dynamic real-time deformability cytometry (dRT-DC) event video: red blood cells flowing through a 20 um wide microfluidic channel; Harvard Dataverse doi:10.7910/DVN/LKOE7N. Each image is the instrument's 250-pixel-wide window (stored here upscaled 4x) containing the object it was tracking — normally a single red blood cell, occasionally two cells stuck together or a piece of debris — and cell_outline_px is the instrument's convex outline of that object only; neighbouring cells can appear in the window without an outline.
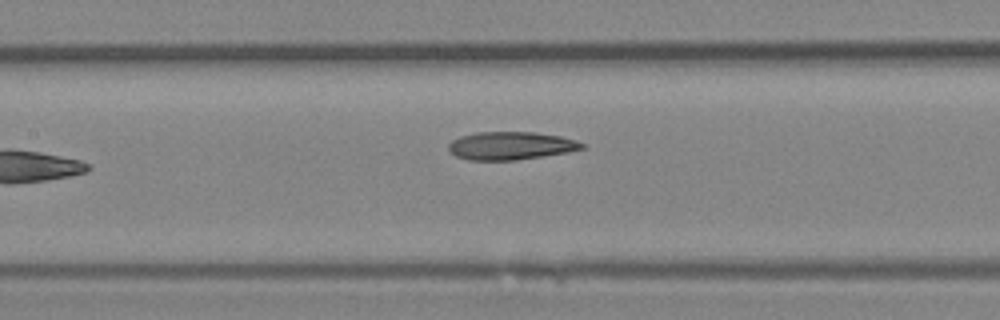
{"species": "Egyptian fruit bat (a non-hibernating species)", "species_latin": "Rousettus aegyptiacus", "temperature_condition": "room temperature", "stored_images_in_passage": 6, "segment_of_instrument_passage": [1, 2], "camera_frame_rate_fps": 3000, "um_per_image_px": 0.085, "animal": {"sex": "female"}, "frame": {"image": 1, "passage_image": 5, "time_ms": 1.333, "image_size_px": [1000, 320], "cell_outline_px": [[584, 148], [568, 152], [516, 160], [468, 160], [456, 156], [448, 152], [448, 144], [452, 140], [460, 136], [476, 132], [536, 132], [560, 136], [576, 140], [584, 144]], "centroid_in_image_um": [43.38, 12.38], "position_along_channel_um": 164.0, "area_um2": 21.85}}